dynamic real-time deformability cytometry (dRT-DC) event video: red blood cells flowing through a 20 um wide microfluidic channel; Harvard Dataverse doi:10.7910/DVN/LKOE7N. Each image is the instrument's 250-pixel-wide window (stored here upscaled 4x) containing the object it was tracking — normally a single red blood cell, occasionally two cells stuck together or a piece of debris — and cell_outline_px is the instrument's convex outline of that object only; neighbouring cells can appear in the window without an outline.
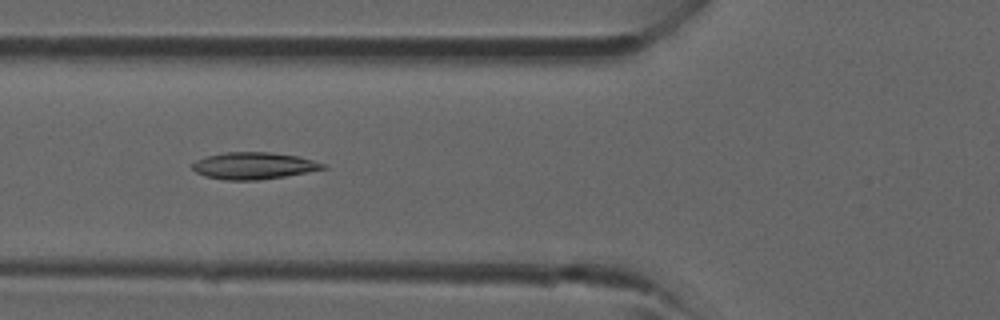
{"species": "common noctule bat (a hibernating species)", "species_latin": "Nyctalus noctula", "temperature_condition": "room temperature", "stored_images_in_passage": 23, "camera_frame_rate_fps": 3000, "um_per_image_px": 0.085, "animal": {"sex": "male", "forearm_length_mm": 52.5}, "frame": {"image": 1, "passage_image": 15, "time_ms": 4.667, "image_size_px": [1000, 320], "cell_outline_px": [[328, 168], [284, 176], [260, 180], [224, 180], [204, 176], [196, 172], [192, 168], [192, 164], [196, 160], [208, 156], [224, 152], [268, 152], [296, 156], [328, 164]], "centroid_in_image_um": [21.56, 14.09], "position_along_channel_um": 104.2, "area_um2": 20.4}}
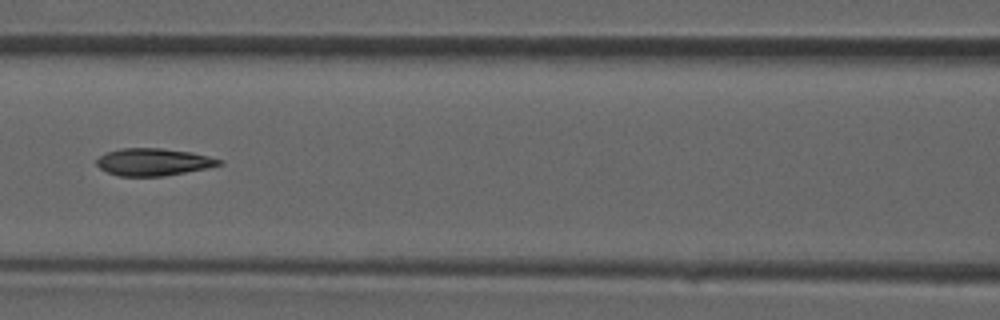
{"frame": {"image": 2, "passage_image": 18, "time_ms": 5.667, "image_size_px": [1000, 320], "cell_outline_px": [[224, 164], [208, 168], [164, 176], [120, 176], [108, 172], [100, 168], [96, 164], [96, 160], [100, 156], [108, 152], [120, 148], [160, 148], [192, 152], [224, 160]], "centroid_in_image_um": [13.08, 13.77], "position_along_channel_um": 153.5, "area_um2": 19.54}}